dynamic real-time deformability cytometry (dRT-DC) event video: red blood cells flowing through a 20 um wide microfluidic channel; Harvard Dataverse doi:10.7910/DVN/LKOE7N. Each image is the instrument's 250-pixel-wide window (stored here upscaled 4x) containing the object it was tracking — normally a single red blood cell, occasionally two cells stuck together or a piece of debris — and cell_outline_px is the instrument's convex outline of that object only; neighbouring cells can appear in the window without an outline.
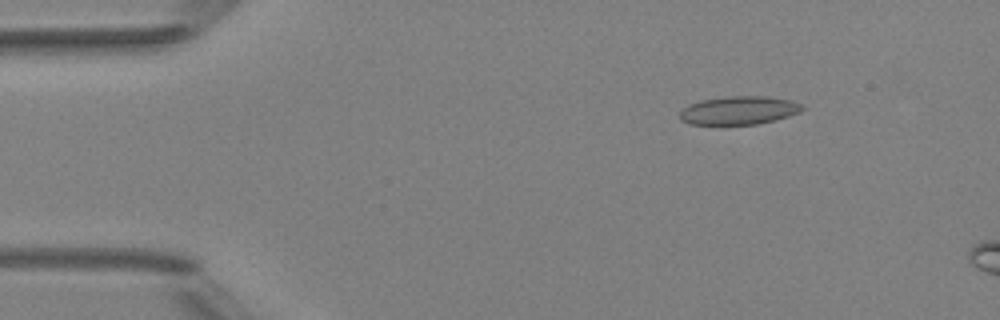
{"species": "Egyptian fruit bat (a non-hibernating species)", "species_latin": "Rousettus aegyptiacus", "temperature_condition": "room temperature", "stored_images_in_passage": 4, "camera_frame_rate_fps": 3000, "um_per_image_px": 0.085, "animal": {"sex": "female"}, "frame": {"image": 1, "passage_image": 2, "time_ms": 1.333, "image_size_px": [1000, 320], "cell_outline_px": [[804, 108], [800, 112], [776, 120], [756, 124], [688, 124], [680, 120], [680, 112], [688, 104], [700, 100], [728, 96], [768, 96], [792, 100], [804, 104]], "centroid_in_image_um": [62.83, 9.37], "position_along_channel_um": 22.2, "area_um2": 20.4}}